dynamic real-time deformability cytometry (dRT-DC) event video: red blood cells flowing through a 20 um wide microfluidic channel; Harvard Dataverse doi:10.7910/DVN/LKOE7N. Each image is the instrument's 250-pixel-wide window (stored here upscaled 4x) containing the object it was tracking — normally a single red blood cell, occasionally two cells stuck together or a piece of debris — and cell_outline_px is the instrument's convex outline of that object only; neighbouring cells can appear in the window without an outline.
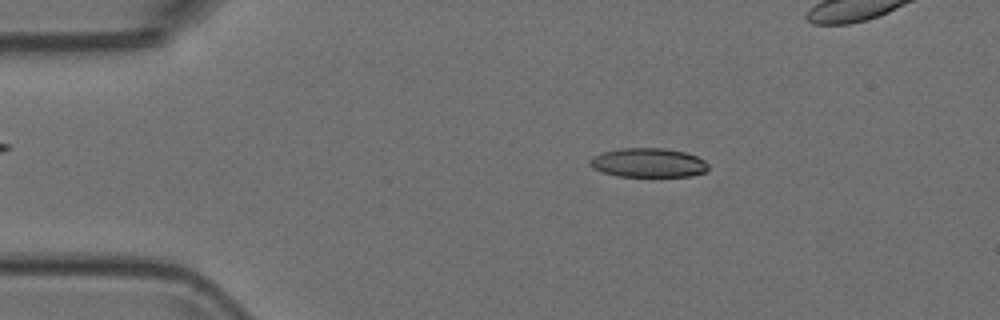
{"species": "Egyptian fruit bat (a non-hibernating species)", "species_latin": "Rousettus aegyptiacus", "temperature_condition": "room temperature", "stored_images_in_passage": 44, "camera_frame_rate_fps": 3000, "um_per_image_px": 0.085, "animal": {"sex": "female"}, "frame": {"image": 1, "passage_image": 8, "time_ms": 2.333, "image_size_px": [1000, 320], "cell_outline_px": [[708, 168], [704, 172], [692, 176], [616, 176], [592, 168], [588, 164], [588, 160], [592, 156], [604, 152], [620, 148], [664, 148], [684, 152], [696, 156], [704, 160], [708, 164]], "centroid_in_image_um": [55.07, 13.83], "position_along_channel_um": 29.9, "area_um2": 20.11}}
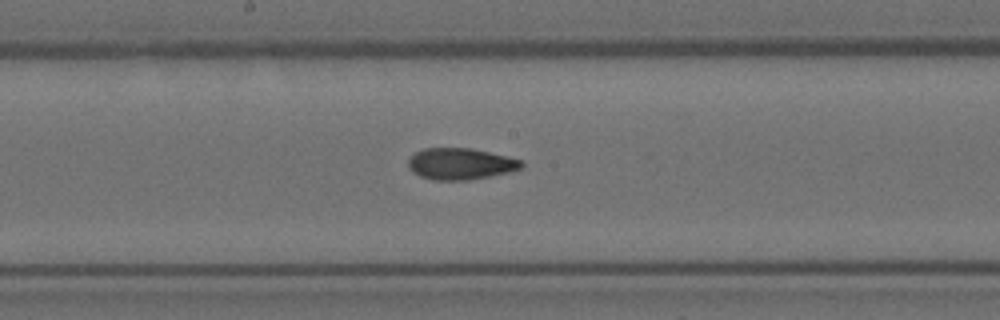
{"frame": {"image": 2, "passage_image": 26, "time_ms": 8.333, "image_size_px": [1000, 320], "cell_outline_px": [[524, 164], [520, 168], [512, 172], [468, 180], [432, 180], [420, 176], [408, 168], [408, 160], [416, 152], [424, 148], [468, 148], [508, 156], [524, 160]], "centroid_in_image_um": [39.17, 13.93], "position_along_channel_um": 209.0, "area_um2": 20.81}}
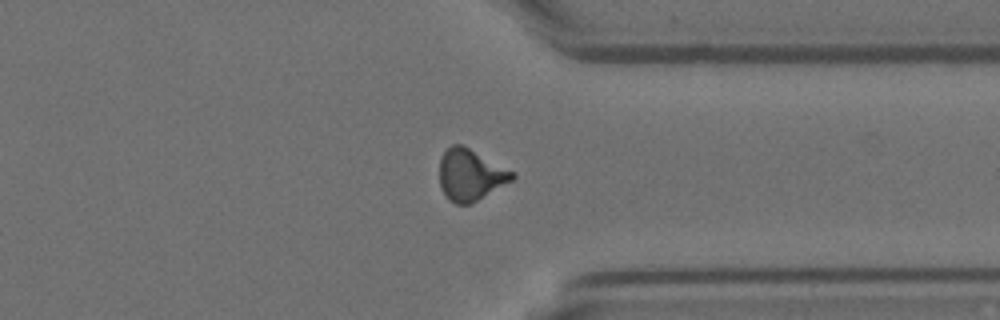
{"frame": {"image": 3, "passage_image": 39, "time_ms": 12.667, "image_size_px": [1000, 320], "cell_outline_px": [[516, 176], [512, 180], [476, 200], [468, 204], [456, 204], [448, 200], [440, 188], [440, 160], [444, 152], [452, 144], [460, 144], [516, 172]], "centroid_in_image_um": [39.97, 14.86], "position_along_channel_um": 371.4, "area_um2": 21.5}}